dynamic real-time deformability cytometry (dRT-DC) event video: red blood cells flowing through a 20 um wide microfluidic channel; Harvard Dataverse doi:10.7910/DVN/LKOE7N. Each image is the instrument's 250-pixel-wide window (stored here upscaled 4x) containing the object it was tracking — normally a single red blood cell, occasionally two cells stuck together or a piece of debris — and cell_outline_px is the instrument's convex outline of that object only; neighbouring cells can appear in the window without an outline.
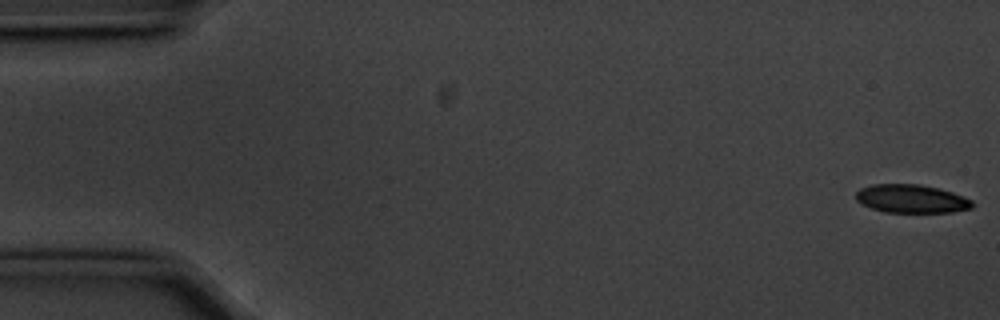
{"species": "common noctule bat (a hibernating species)", "species_latin": "Nyctalus noctula", "temperature_condition": "cold", "stored_images_in_passage": 56, "camera_frame_rate_fps": 3000, "um_per_image_px": 0.085, "animal": {"sex": "male", "body_mass_g": 20.1, "forearm_length_mm": 53.5}, "frame": {"image": 1, "passage_image": 1, "time_ms": 0.0, "image_size_px": [1000, 320], "cell_outline_px": [[976, 204], [972, 208], [952, 212], [884, 212], [860, 204], [856, 200], [856, 192], [860, 188], [872, 184], [920, 184], [940, 188], [964, 196], [972, 200]], "centroid_in_image_um": [77.49, 16.89], "position_along_channel_um": 7.5, "area_um2": 19.48}}
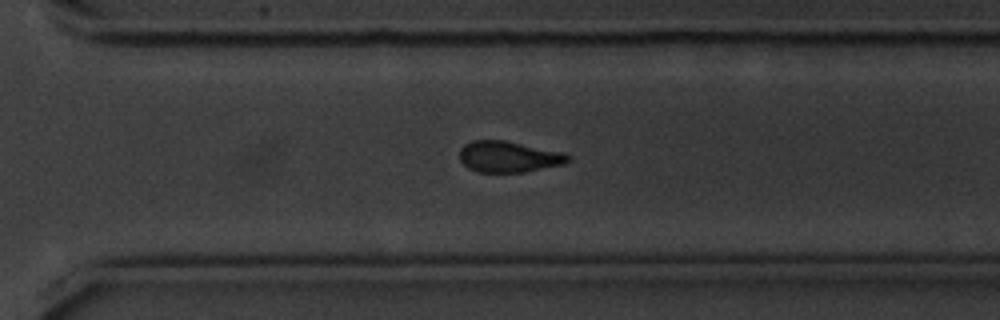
{"frame": {"image": 2, "passage_image": 39, "time_ms": 12.667, "image_size_px": [1000, 320], "cell_outline_px": [[572, 156], [564, 164], [524, 172], [476, 172], [468, 168], [460, 160], [460, 148], [464, 144], [472, 140], [504, 140], [560, 152]], "centroid_in_image_um": [43.19, 13.32], "position_along_channel_um": 327.4, "area_um2": 19.54}}
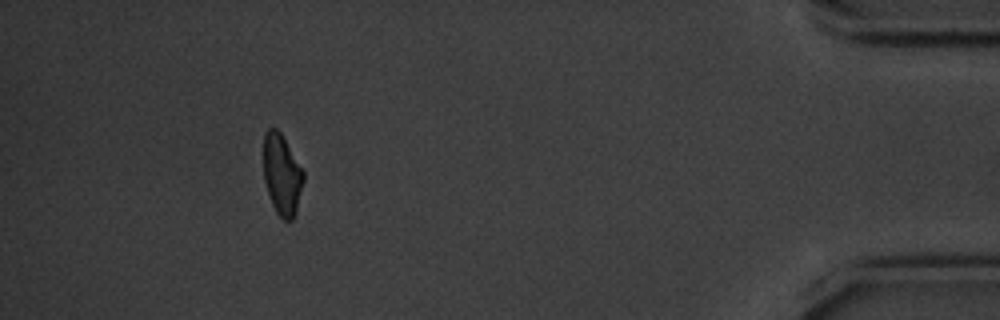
{"frame": {"image": 3, "passage_image": 51, "time_ms": 16.667, "image_size_px": [1000, 320], "cell_outline_px": [[304, 180], [296, 212], [292, 220], [284, 220], [276, 212], [272, 204], [264, 180], [264, 132], [272, 124], [280, 132], [304, 172]], "centroid_in_image_um": [23.96, 14.82], "position_along_channel_um": 411.2, "area_um2": 18.73}, "authors_computed_cell_mechanics": {"area_um2": 20.4612, "velocity_mm_per_s": 3.5842, "shape_relaxation_time_tau1_ms": 3.1969, "shape_relaxation_time_tau2_ms": null, "deformation_change_tau1": 0.0998, "deformation_change_tau2": null}}